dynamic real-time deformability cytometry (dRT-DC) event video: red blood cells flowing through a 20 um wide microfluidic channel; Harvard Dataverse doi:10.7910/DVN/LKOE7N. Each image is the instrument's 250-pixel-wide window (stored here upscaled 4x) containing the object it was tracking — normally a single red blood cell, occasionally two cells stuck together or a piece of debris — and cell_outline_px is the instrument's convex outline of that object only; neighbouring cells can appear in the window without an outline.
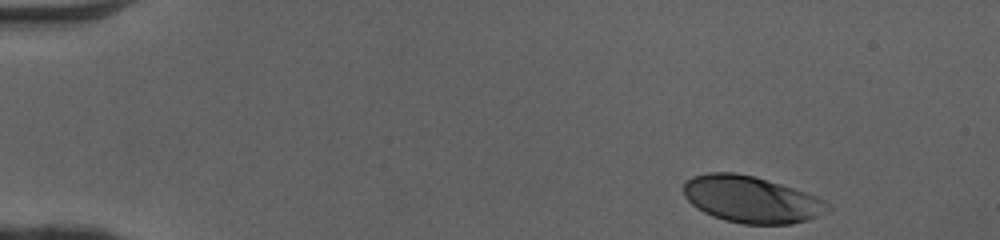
{"species": "human", "species_latin": "Homo sapiens", "temperature_condition": "cold", "stored_images_in_passage": 39, "camera_frame_rate_fps": 3000, "um_per_image_px": 0.085, "donor": {"sex": "female"}, "frame": {"image": 1, "passage_image": 1, "time_ms": 0.0, "image_size_px": [1000, 240], "cell_outline_px": [[832, 208], [828, 212], [820, 216], [808, 220], [792, 224], [744, 224], [724, 220], [712, 216], [696, 208], [684, 196], [684, 180], [692, 176], [708, 172], [736, 172], [756, 176], [816, 196], [832, 204]], "centroid_in_image_um": [63.88, 16.95], "position_along_channel_um": 21.1, "area_um2": 39.59}}
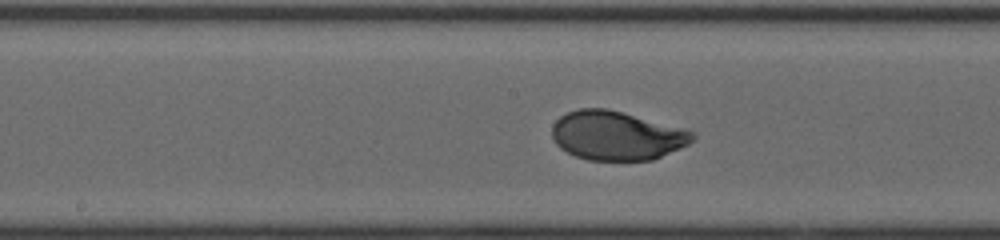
{"frame": {"image": 2, "passage_image": 22, "time_ms": 7.0, "image_size_px": [1000, 240], "cell_outline_px": [[696, 140], [680, 148], [652, 160], [588, 160], [576, 156], [560, 148], [556, 144], [552, 136], [552, 124], [560, 116], [568, 112], [580, 108], [608, 108], [696, 132]], "centroid_in_image_um": [52.41, 11.52], "position_along_channel_um": 195.8, "area_um2": 40.11}}
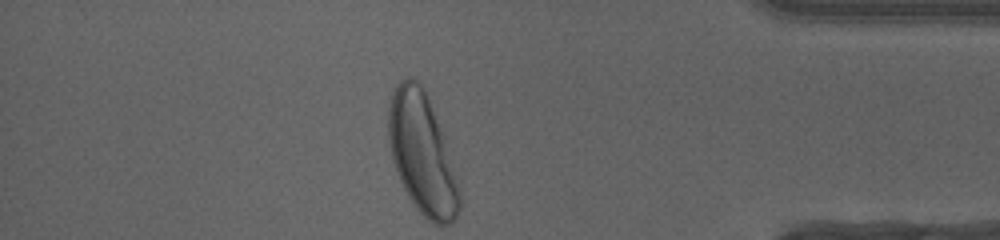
{"frame": {"image": 3, "passage_image": 39, "time_ms": 12.667, "image_size_px": [1000, 240], "cell_outline_px": [[460, 208], [452, 224], [432, 224], [416, 208], [408, 196], [400, 180], [392, 156], [388, 140], [388, 108], [392, 92], [396, 84], [400, 80], [408, 76], [412, 76], [424, 88], [428, 96], [440, 128], [460, 188]], "centroid_in_image_um": [35.86, 13.05], "position_along_channel_um": 399.3, "area_um2": 49.53}, "authors_computed_cell_mechanics": {"area_um2": 40.1132, "velocity_mm_per_s": 4.0747, "shape_relaxation_time_tau1_ms": 3.5726, "shape_relaxation_time_tau2_ms": null, "deformation_change_tau1": 0.1719, "deformation_change_tau2": null}}